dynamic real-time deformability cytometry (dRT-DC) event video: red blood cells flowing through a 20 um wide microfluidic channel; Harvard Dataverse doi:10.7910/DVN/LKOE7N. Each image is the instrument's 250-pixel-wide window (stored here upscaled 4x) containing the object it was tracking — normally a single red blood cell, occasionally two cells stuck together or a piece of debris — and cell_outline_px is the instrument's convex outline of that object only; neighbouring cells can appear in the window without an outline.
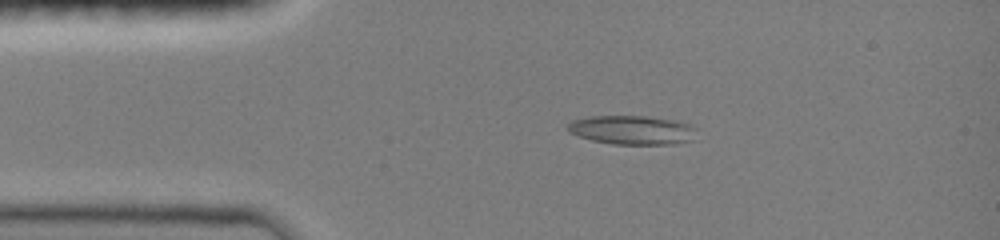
{"species": "common noctule bat (a hibernating species)", "species_latin": "Nyctalus noctula", "temperature_condition": "room temperature", "stored_images_in_passage": 47, "camera_frame_rate_fps": 3000, "um_per_image_px": 0.085, "animal": {"sex": "female", "body_mass_g": 19.0, "forearm_length_mm": 51.5}, "frame": {"image": 1, "passage_image": 9, "time_ms": 2.667, "image_size_px": [1000, 240], "cell_outline_px": [[696, 128], [692, 140], [672, 144], [612, 144], [592, 140], [568, 132], [568, 124], [572, 120], [588, 116], [644, 116], [672, 120], [688, 124]], "centroid_in_image_um": [53.69, 11.05], "position_along_channel_um": 31.3, "area_um2": 21.56}}
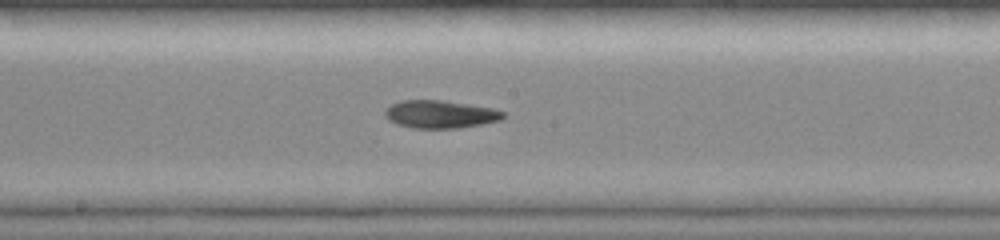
{"frame": {"image": 2, "passage_image": 25, "time_ms": 8.0, "image_size_px": [1000, 240], "cell_outline_px": [[504, 116], [500, 120], [460, 128], [412, 128], [396, 124], [388, 120], [384, 116], [384, 108], [400, 100], [444, 100], [492, 108], [504, 112]], "centroid_in_image_um": [37.35, 9.71], "position_along_channel_um": 210.8, "area_um2": 19.25}}
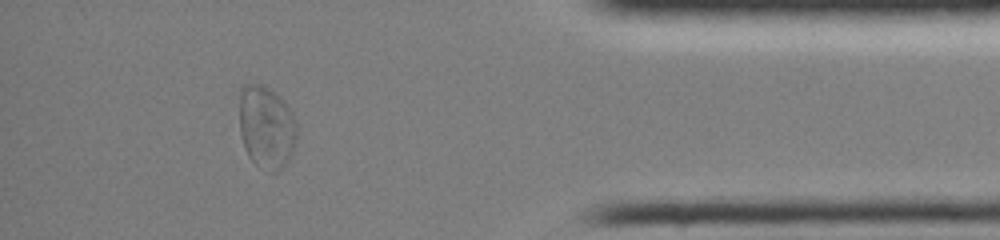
{"frame": {"image": 3, "passage_image": 42, "time_ms": 13.667, "image_size_px": [1000, 240], "cell_outline_px": [[296, 140], [292, 156], [276, 172], [272, 172], [256, 164], [248, 156], [244, 148], [240, 132], [240, 92], [244, 84], [260, 84], [268, 88], [292, 112], [296, 124]], "centroid_in_image_um": [22.63, 10.83], "position_along_channel_um": 412.6, "area_um2": 27.34}, "authors_computed_cell_mechanics": {"area_um2": 20.4034, "velocity_mm_per_s": 4.0275, "shape_relaxation_time_tau1_ms": null, "shape_relaxation_time_tau2_ms": 4.5193, "deformation_change_tau1": null, "deformation_change_tau2": 0.1063}}